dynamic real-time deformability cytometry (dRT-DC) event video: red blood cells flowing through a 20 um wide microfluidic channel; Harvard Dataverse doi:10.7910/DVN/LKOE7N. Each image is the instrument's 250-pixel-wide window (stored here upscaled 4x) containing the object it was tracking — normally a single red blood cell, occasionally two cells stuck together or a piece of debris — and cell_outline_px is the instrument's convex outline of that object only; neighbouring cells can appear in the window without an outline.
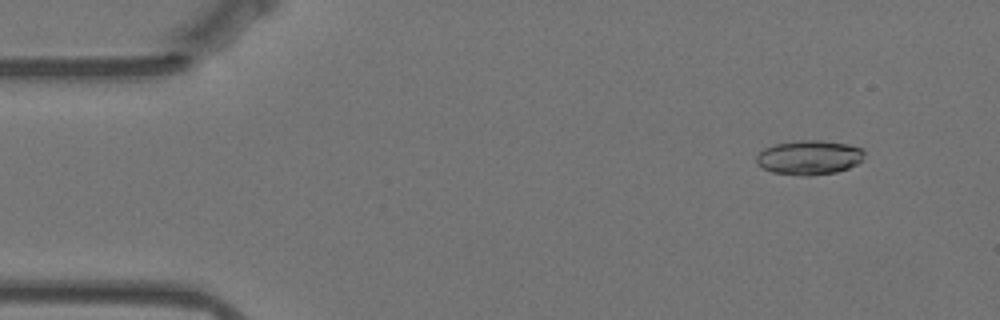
{"species": "Egyptian fruit bat (a non-hibernating species)", "species_latin": "Rousettus aegyptiacus", "temperature_condition": "warm", "stored_images_in_passage": 57, "camera_frame_rate_fps": 3000, "um_per_image_px": 0.085, "animal": {"sex": "female"}, "frame": {"image": 1, "passage_image": 5, "time_ms": 1.333, "image_size_px": [1000, 320], "cell_outline_px": [[864, 152], [860, 160], [856, 164], [848, 168], [836, 172], [808, 176], [800, 176], [772, 172], [756, 164], [756, 156], [764, 148], [776, 144], [800, 140], [820, 140], [848, 144], [860, 148]], "centroid_in_image_um": [68.74, 13.39], "position_along_channel_um": 16.3, "area_um2": 21.5}}
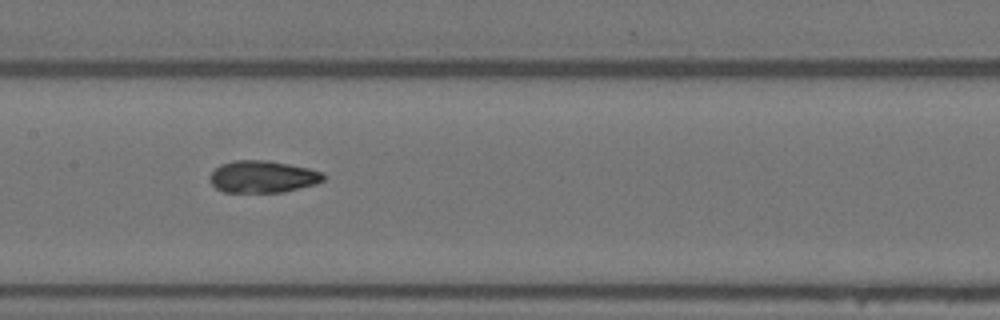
{"frame": {"image": 2, "passage_image": 27, "time_ms": 8.667, "image_size_px": [1000, 320], "cell_outline_px": [[324, 180], [316, 184], [284, 192], [224, 192], [216, 188], [208, 180], [208, 176], [220, 164], [232, 160], [268, 160], [308, 168], [324, 172]], "centroid_in_image_um": [22.31, 15.02], "position_along_channel_um": 185.1, "area_um2": 21.39}}
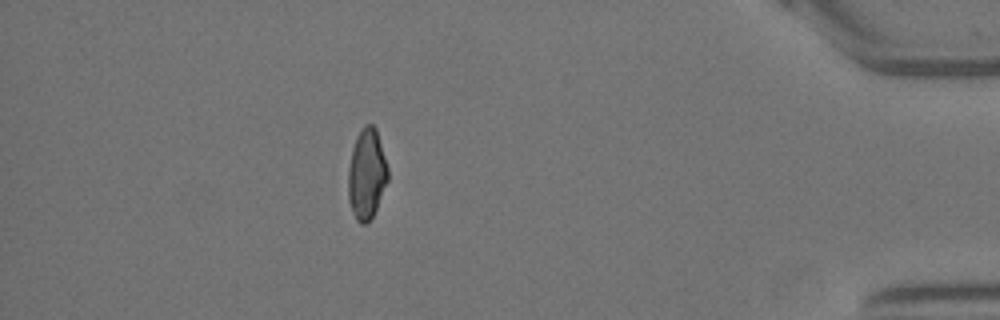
{"frame": {"image": 3, "passage_image": 50, "time_ms": 16.333, "image_size_px": [1000, 320], "cell_outline_px": [[388, 180], [376, 208], [372, 216], [364, 224], [360, 224], [356, 220], [352, 212], [348, 200], [348, 168], [352, 148], [356, 136], [364, 124], [372, 124], [376, 128], [388, 168]], "centroid_in_image_um": [31.15, 14.77], "position_along_channel_um": 404.1, "area_um2": 20.92}, "authors_computed_cell_mechanics": {"area_um2": 21.097, "velocity_mm_per_s": 3.5252, "shape_relaxation_time_tau1_ms": 7.6051, "shape_relaxation_time_tau2_ms": 2.667, "deformation_change_tau1": 0.1892, "deformation_change_tau2": 0.0887}}